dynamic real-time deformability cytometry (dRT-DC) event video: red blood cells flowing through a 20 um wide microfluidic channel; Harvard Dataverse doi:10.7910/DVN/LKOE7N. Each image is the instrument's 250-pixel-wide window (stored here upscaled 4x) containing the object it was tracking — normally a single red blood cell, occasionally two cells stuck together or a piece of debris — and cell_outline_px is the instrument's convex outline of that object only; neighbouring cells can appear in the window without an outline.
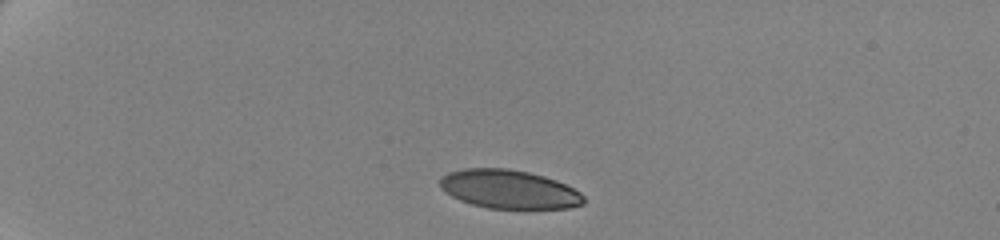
{"species": "human", "species_latin": "Homo sapiens", "temperature_condition": "cold", "stored_images_in_passage": 45, "camera_frame_rate_fps": 3000, "um_per_image_px": 0.085, "donor": {"sex": "female"}, "frame": {"image": 1, "passage_image": 1, "time_ms": 0.0, "image_size_px": [1000, 240], "cell_outline_px": [[584, 204], [568, 208], [524, 212], [488, 208], [472, 204], [460, 200], [452, 196], [440, 188], [440, 180], [448, 172], [464, 168], [508, 168], [528, 172], [544, 176], [556, 180], [580, 192], [584, 196]], "centroid_in_image_um": [43.31, 16.14], "position_along_channel_um": 41.7, "area_um2": 33.41}}
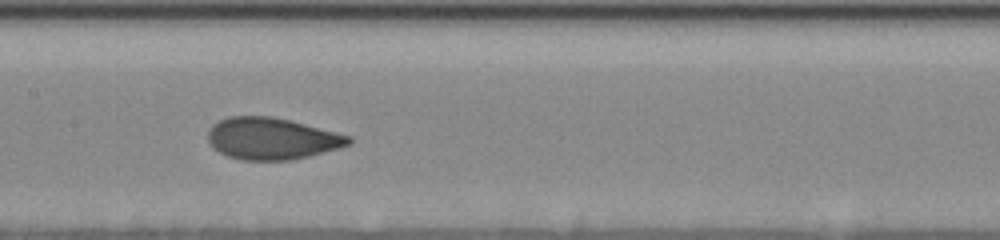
{"frame": {"image": 2, "passage_image": 19, "time_ms": 6.0, "image_size_px": [1000, 240], "cell_outline_px": [[352, 144], [340, 148], [292, 160], [244, 160], [228, 156], [220, 152], [208, 140], [208, 132], [212, 124], [228, 116], [272, 116], [352, 136]], "centroid_in_image_um": [23.13, 11.78], "position_along_channel_um": 184.3, "area_um2": 34.1}}
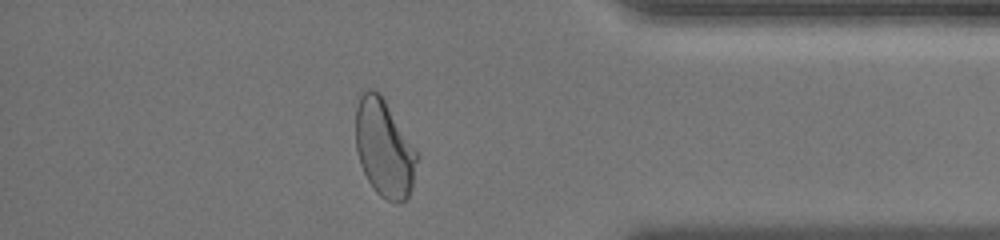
{"frame": {"image": 3, "passage_image": 39, "time_ms": 12.667, "image_size_px": [1000, 240], "cell_outline_px": [[416, 160], [412, 188], [408, 196], [400, 204], [396, 204], [380, 196], [376, 192], [368, 180], [360, 164], [356, 148], [356, 108], [360, 92], [368, 88], [372, 88], [380, 92], [416, 148]], "centroid_in_image_um": [32.64, 12.57], "position_along_channel_um": 402.6, "area_um2": 34.91}, "authors_computed_cell_mechanics": {"area_um2": 34.391, "velocity_mm_per_s": 3.4739, "shape_relaxation_time_tau1_ms": 5.0152, "shape_relaxation_time_tau2_ms": null, "deformation_change_tau1": 0.1461, "deformation_change_tau2": null}}